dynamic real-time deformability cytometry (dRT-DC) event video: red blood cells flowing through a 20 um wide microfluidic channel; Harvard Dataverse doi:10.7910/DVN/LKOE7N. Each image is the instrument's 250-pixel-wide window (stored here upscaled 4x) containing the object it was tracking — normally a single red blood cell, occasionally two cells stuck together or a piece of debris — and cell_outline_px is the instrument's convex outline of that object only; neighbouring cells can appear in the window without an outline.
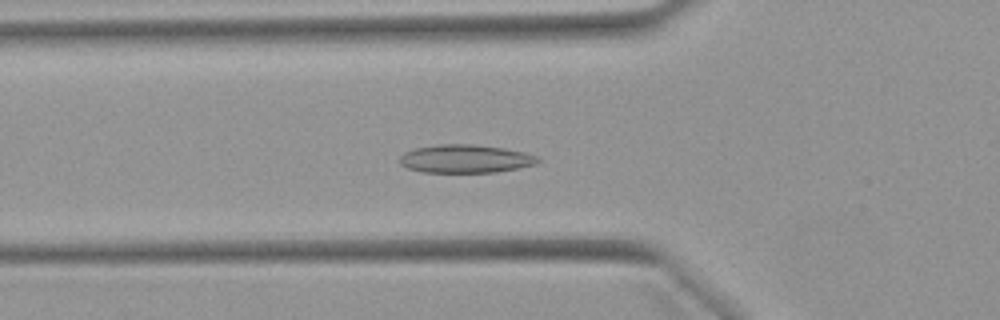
{"species": "Egyptian fruit bat (a non-hibernating species)", "species_latin": "Rousettus aegyptiacus", "temperature_condition": "warm", "stored_images_in_passage": 52, "segment_of_instrument_passage": [1, 2], "camera_frame_rate_fps": 3000, "um_per_image_px": 0.085, "animal": {"sex": "female"}, "frame": {"image": 1, "passage_image": 17, "time_ms": 5.333, "image_size_px": [1000, 320], "cell_outline_px": [[540, 160], [536, 164], [520, 168], [496, 172], [420, 172], [408, 168], [400, 164], [400, 156], [404, 152], [412, 148], [436, 144], [476, 144], [504, 148], [524, 152], [536, 156]], "centroid_in_image_um": [39.53, 13.49], "position_along_channel_um": 86.3, "area_um2": 22.95}}
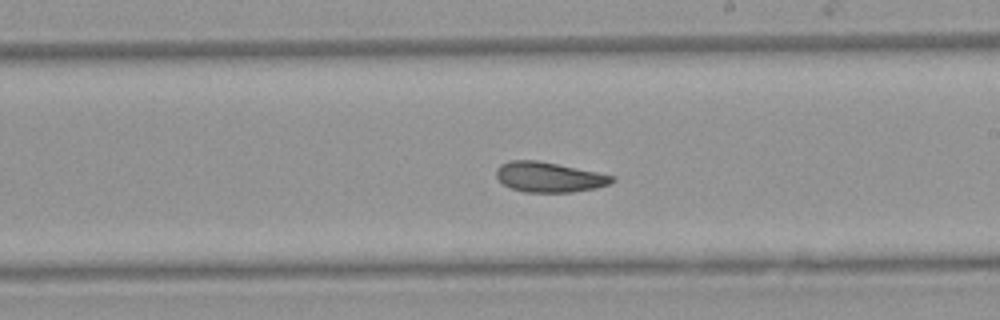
{"frame": {"image": 2, "passage_image": 29, "time_ms": 9.333, "image_size_px": [1000, 320], "cell_outline_px": [[616, 180], [608, 184], [596, 188], [572, 192], [524, 192], [512, 188], [504, 184], [496, 176], [496, 168], [500, 164], [508, 160], [536, 160], [616, 176]], "centroid_in_image_um": [46.66, 15.05], "position_along_channel_um": 242.3, "area_um2": 20.17}}
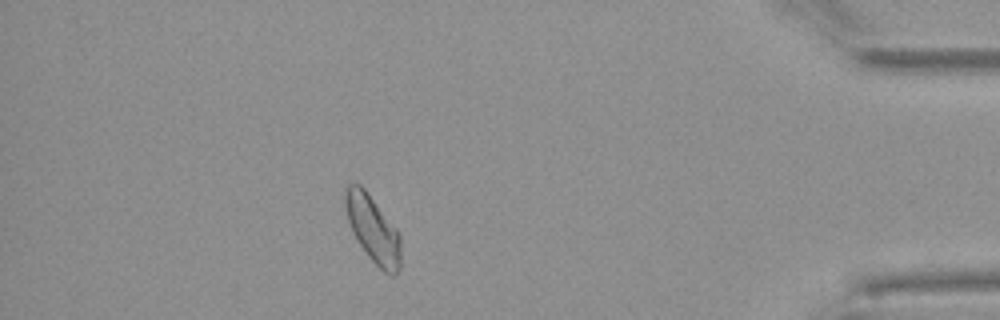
{"frame": {"image": 3, "passage_image": 45, "time_ms": 14.667, "image_size_px": [1000, 320], "cell_outline_px": [[400, 268], [396, 276], [392, 276], [384, 272], [368, 256], [356, 240], [352, 232], [344, 208], [344, 188], [352, 180], [360, 184], [364, 188], [400, 232]], "centroid_in_image_um": [31.67, 19.44], "position_along_channel_um": 403.5, "area_um2": 22.08}}